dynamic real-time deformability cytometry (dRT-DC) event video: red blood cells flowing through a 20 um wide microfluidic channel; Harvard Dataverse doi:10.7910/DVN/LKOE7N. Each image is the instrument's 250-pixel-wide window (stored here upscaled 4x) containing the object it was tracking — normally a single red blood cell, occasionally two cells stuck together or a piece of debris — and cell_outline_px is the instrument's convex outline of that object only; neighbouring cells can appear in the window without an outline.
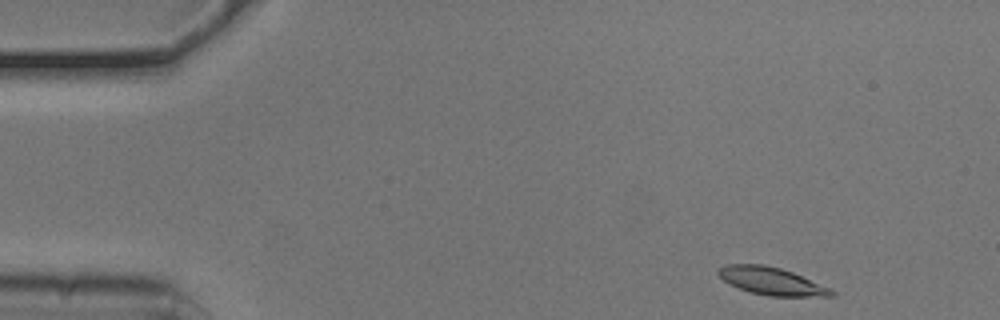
{"species": "common noctule bat (a hibernating species)", "species_latin": "Nyctalus noctula", "temperature_condition": "cold", "stored_images_in_passage": 49, "camera_frame_rate_fps": 3000, "um_per_image_px": 0.085, "animal": {"sex": "male", "body_mass_g": 20.5, "forearm_length_mm": 52.5}, "frame": {"image": 1, "passage_image": 1, "time_ms": 0.0, "image_size_px": [1000, 320], "cell_outline_px": [[836, 296], [768, 296], [748, 292], [724, 280], [716, 272], [720, 268], [728, 264], [764, 264], [780, 268], [792, 272], [832, 288], [836, 292]], "centroid_in_image_um": [65.63, 23.9], "position_along_channel_um": 19.4, "area_um2": 18.15}}
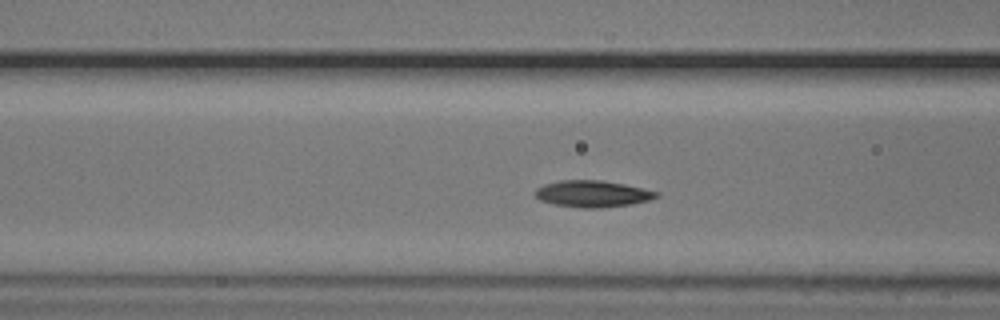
{"frame": {"image": 2, "passage_image": 16, "time_ms": 5.0, "image_size_px": [1000, 320], "cell_outline_px": [[660, 196], [648, 200], [632, 204], [600, 208], [580, 208], [556, 204], [540, 200], [536, 196], [536, 188], [544, 184], [560, 180], [604, 180], [644, 188], [660, 192]], "centroid_in_image_um": [50.4, 16.46], "position_along_channel_um": 116.2, "area_um2": 18.84}}
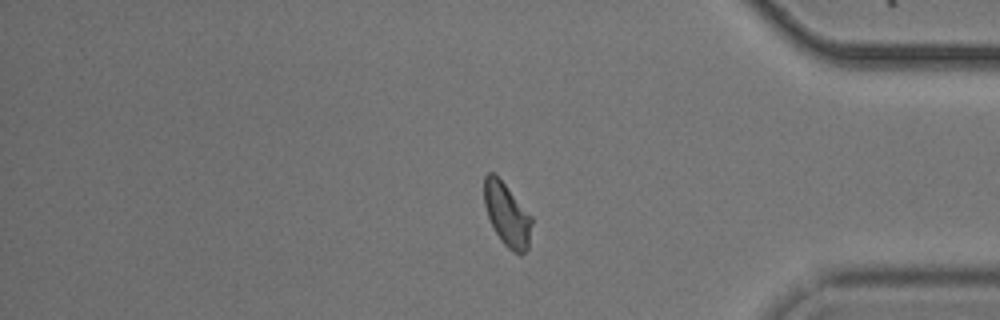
{"frame": {"image": 3, "passage_image": 40, "time_ms": 13.0, "image_size_px": [1000, 320], "cell_outline_px": [[532, 224], [528, 248], [520, 256], [512, 252], [500, 240], [488, 216], [484, 204], [484, 176], [488, 172], [492, 172], [504, 184], [532, 216]], "centroid_in_image_um": [43.1, 18.28], "position_along_channel_um": 392.1, "area_um2": 17.34}, "authors_computed_cell_mechanics": {"area_um2": 18.0336, "velocity_mm_per_s": 3.7373, "shape_relaxation_time_tau1_ms": 3.8802, "shape_relaxation_time_tau2_ms": 1.7425, "deformation_change_tau1": 0.1283, "deformation_change_tau2": 0.0636}}